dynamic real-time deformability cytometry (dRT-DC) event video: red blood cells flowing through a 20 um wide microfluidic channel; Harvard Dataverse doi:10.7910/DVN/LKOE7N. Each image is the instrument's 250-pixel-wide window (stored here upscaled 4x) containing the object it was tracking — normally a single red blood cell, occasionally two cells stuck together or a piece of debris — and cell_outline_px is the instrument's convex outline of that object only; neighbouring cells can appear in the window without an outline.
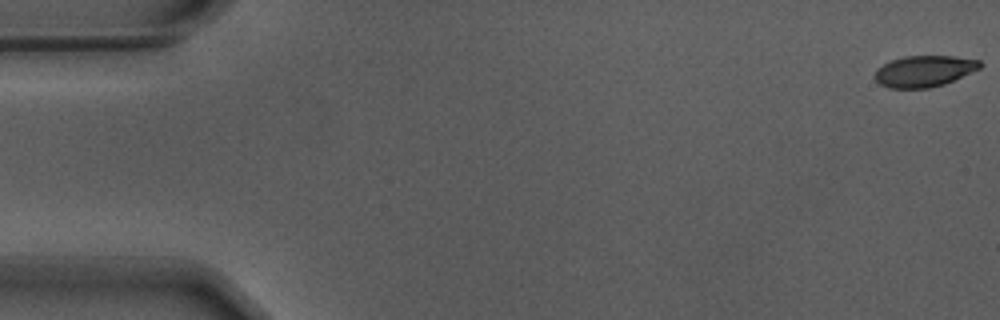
{"species": "Egyptian fruit bat (a non-hibernating species)", "species_latin": "Rousettus aegyptiacus", "temperature_condition": "warm", "stored_images_in_passage": 56, "camera_frame_rate_fps": 3000, "um_per_image_px": 0.085, "animal": {"sex": "male"}, "frame": {"image": 1, "passage_image": 1, "time_ms": 0.0, "image_size_px": [1000, 320], "cell_outline_px": [[984, 64], [980, 68], [944, 84], [928, 88], [888, 88], [880, 84], [876, 80], [876, 68], [892, 60], [904, 56], [952, 56], [980, 60]], "centroid_in_image_um": [78.56, 6.04], "position_along_channel_um": 6.4, "area_um2": 19.02}}
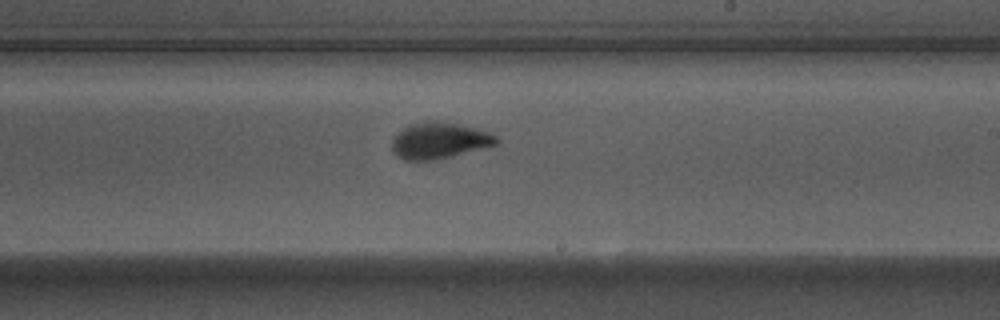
{"frame": {"image": 2, "passage_image": 33, "time_ms": 10.667, "image_size_px": [1000, 320], "cell_outline_px": [[500, 140], [496, 144], [452, 156], [436, 160], [404, 160], [392, 148], [392, 140], [408, 124], [424, 120], [428, 120], [456, 124], [476, 128], [488, 132], [496, 136]], "centroid_in_image_um": [37.34, 11.94], "position_along_channel_um": 251.7, "area_um2": 21.68}}
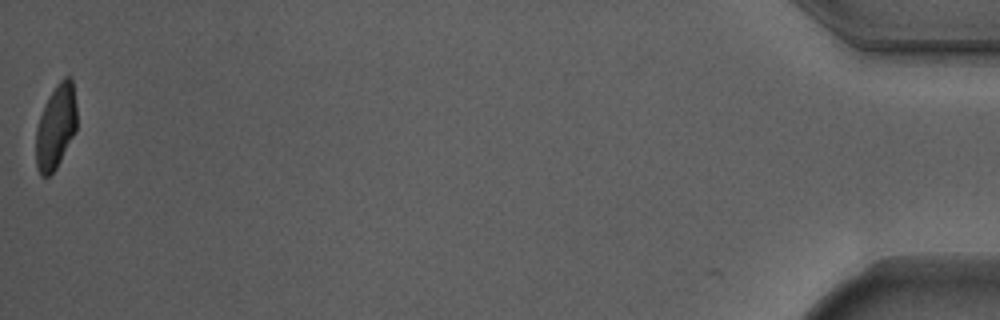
{"frame": {"image": 3, "passage_image": 56, "time_ms": 18.333, "image_size_px": [1000, 320], "cell_outline_px": [[76, 132], [56, 168], [48, 176], [40, 176], [36, 168], [36, 128], [40, 116], [56, 84], [64, 76], [72, 76], [76, 104]], "centroid_in_image_um": [4.76, 10.78], "position_along_channel_um": 430.4, "area_um2": 20.06}, "authors_computed_cell_mechanics": {"area_um2": 21.3571, "velocity_mm_per_s": 3.6958, "shape_relaxation_time_tau1_ms": 2.7311, "shape_relaxation_time_tau2_ms": null, "deformation_change_tau1": 0.156, "deformation_change_tau2": null}}